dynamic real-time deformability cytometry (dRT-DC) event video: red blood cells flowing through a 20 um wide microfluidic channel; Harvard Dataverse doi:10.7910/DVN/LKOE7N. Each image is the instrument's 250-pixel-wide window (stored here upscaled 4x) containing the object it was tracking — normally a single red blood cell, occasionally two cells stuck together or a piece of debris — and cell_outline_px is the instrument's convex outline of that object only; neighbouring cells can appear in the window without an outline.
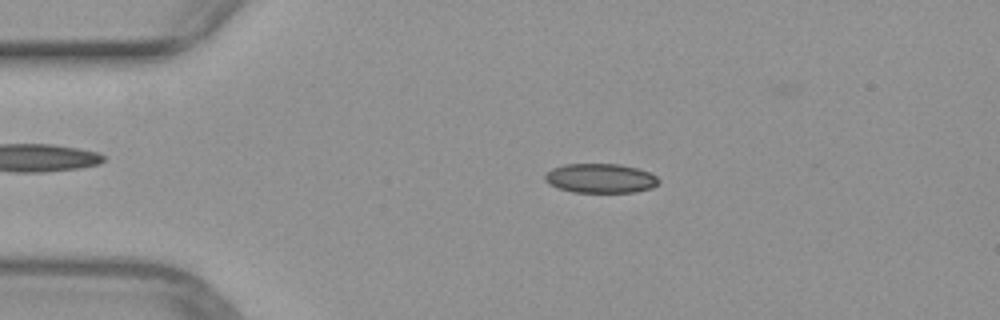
{"species": "common noctule bat (a hibernating species)", "species_latin": "Nyctalus noctula", "temperature_condition": "warm", "stored_images_in_passage": 50, "camera_frame_rate_fps": 3000, "um_per_image_px": 0.085, "animal": {"sex": "female", "body_mass_g": 29.2, "forearm_length_mm": 56.3}, "frame": {"image": 1, "passage_image": 10, "time_ms": 3.0, "image_size_px": [1000, 320], "cell_outline_px": [[660, 180], [652, 188], [636, 192], [572, 192], [556, 188], [548, 184], [544, 180], [544, 176], [552, 168], [564, 164], [620, 164], [636, 168], [648, 172], [656, 176]], "centroid_in_image_um": [51.0, 15.16], "position_along_channel_um": 34.0, "area_um2": 19.54}}
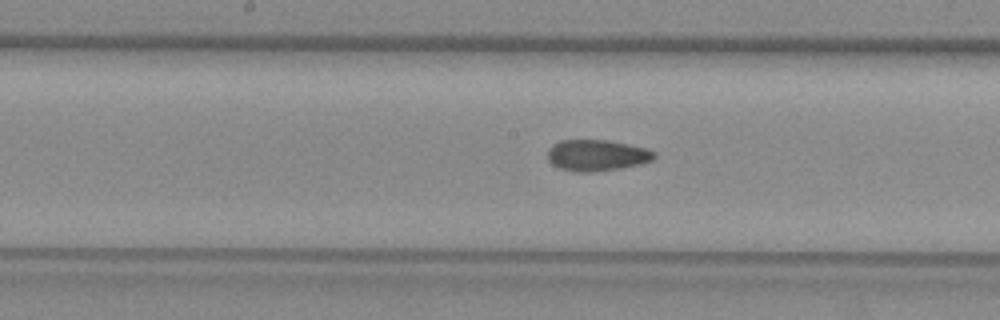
{"frame": {"image": 2, "passage_image": 25, "time_ms": 8.0, "image_size_px": [1000, 320], "cell_outline_px": [[656, 156], [652, 160], [640, 164], [620, 168], [592, 172], [576, 172], [560, 168], [552, 164], [548, 160], [548, 148], [552, 144], [560, 140], [604, 140], [644, 148], [656, 152]], "centroid_in_image_um": [50.69, 13.21], "position_along_channel_um": 197.5, "area_um2": 19.25}}
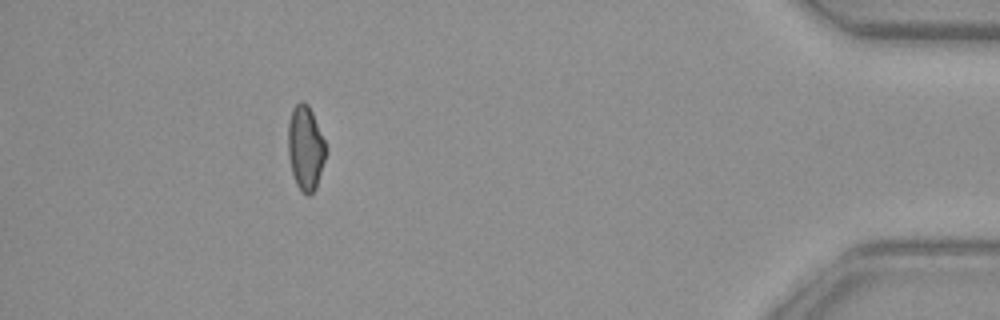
{"frame": {"image": 3, "passage_image": 45, "time_ms": 14.667, "image_size_px": [1000, 320], "cell_outline_px": [[328, 152], [316, 188], [308, 196], [296, 184], [292, 172], [288, 156], [288, 124], [292, 108], [300, 100], [304, 100], [308, 104], [312, 112], [328, 148]], "centroid_in_image_um": [25.98, 12.55], "position_along_channel_um": 409.2, "area_um2": 18.84}}